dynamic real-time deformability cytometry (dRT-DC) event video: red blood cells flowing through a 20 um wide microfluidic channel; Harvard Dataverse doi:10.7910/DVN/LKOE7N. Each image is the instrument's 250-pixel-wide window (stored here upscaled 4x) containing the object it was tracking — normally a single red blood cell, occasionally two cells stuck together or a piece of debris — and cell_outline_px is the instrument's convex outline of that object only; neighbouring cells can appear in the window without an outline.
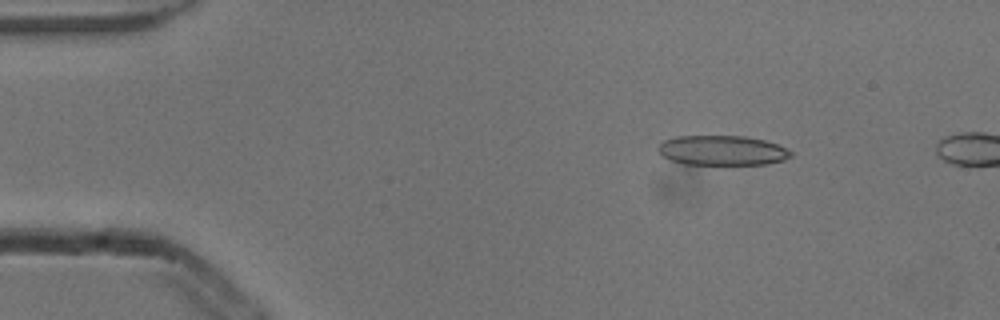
{"species": "common noctule bat (a hibernating species)", "species_latin": "Nyctalus noctula", "temperature_condition": "cold", "stored_images_in_passage": 2, "camera_frame_rate_fps": 3000, "um_per_image_px": 0.085, "animal": {"sex": "male", "body_mass_g": 13.3}, "frame": {"image": 1, "passage_image": 1, "time_ms": 0.0, "image_size_px": [1000, 320], "cell_outline_px": [[792, 156], [784, 160], [768, 164], [684, 164], [672, 160], [664, 156], [656, 148], [664, 140], [676, 136], [744, 136], [764, 140], [776, 144], [792, 152]], "centroid_in_image_um": [61.39, 12.78], "position_along_channel_um": 23.6, "area_um2": 22.89}}